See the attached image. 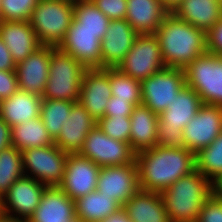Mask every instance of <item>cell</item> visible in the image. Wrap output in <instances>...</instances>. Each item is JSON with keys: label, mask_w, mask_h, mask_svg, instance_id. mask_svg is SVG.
Instances as JSON below:
<instances>
[{"label": "cell", "mask_w": 222, "mask_h": 222, "mask_svg": "<svg viewBox=\"0 0 222 222\" xmlns=\"http://www.w3.org/2000/svg\"><path fill=\"white\" fill-rule=\"evenodd\" d=\"M138 33L125 20H110L101 40L102 68H117L130 51Z\"/></svg>", "instance_id": "19"}, {"label": "cell", "mask_w": 222, "mask_h": 222, "mask_svg": "<svg viewBox=\"0 0 222 222\" xmlns=\"http://www.w3.org/2000/svg\"><path fill=\"white\" fill-rule=\"evenodd\" d=\"M185 82L203 104L222 106V56L205 52L185 69Z\"/></svg>", "instance_id": "7"}, {"label": "cell", "mask_w": 222, "mask_h": 222, "mask_svg": "<svg viewBox=\"0 0 222 222\" xmlns=\"http://www.w3.org/2000/svg\"><path fill=\"white\" fill-rule=\"evenodd\" d=\"M58 47L86 68H102L101 39L96 33L81 28L74 19Z\"/></svg>", "instance_id": "16"}, {"label": "cell", "mask_w": 222, "mask_h": 222, "mask_svg": "<svg viewBox=\"0 0 222 222\" xmlns=\"http://www.w3.org/2000/svg\"><path fill=\"white\" fill-rule=\"evenodd\" d=\"M47 187L36 179L23 175L17 179L0 200V217L27 222L40 204Z\"/></svg>", "instance_id": "9"}, {"label": "cell", "mask_w": 222, "mask_h": 222, "mask_svg": "<svg viewBox=\"0 0 222 222\" xmlns=\"http://www.w3.org/2000/svg\"><path fill=\"white\" fill-rule=\"evenodd\" d=\"M100 166L80 153L67 156L64 178L59 188L74 201L96 191Z\"/></svg>", "instance_id": "14"}, {"label": "cell", "mask_w": 222, "mask_h": 222, "mask_svg": "<svg viewBox=\"0 0 222 222\" xmlns=\"http://www.w3.org/2000/svg\"><path fill=\"white\" fill-rule=\"evenodd\" d=\"M222 132V106L203 104L183 128L185 148L196 154Z\"/></svg>", "instance_id": "13"}, {"label": "cell", "mask_w": 222, "mask_h": 222, "mask_svg": "<svg viewBox=\"0 0 222 222\" xmlns=\"http://www.w3.org/2000/svg\"><path fill=\"white\" fill-rule=\"evenodd\" d=\"M0 222H19V221L8 220L3 217H0Z\"/></svg>", "instance_id": "47"}, {"label": "cell", "mask_w": 222, "mask_h": 222, "mask_svg": "<svg viewBox=\"0 0 222 222\" xmlns=\"http://www.w3.org/2000/svg\"><path fill=\"white\" fill-rule=\"evenodd\" d=\"M213 193V182L195 169L160 195L170 222H197L201 208Z\"/></svg>", "instance_id": "3"}, {"label": "cell", "mask_w": 222, "mask_h": 222, "mask_svg": "<svg viewBox=\"0 0 222 222\" xmlns=\"http://www.w3.org/2000/svg\"><path fill=\"white\" fill-rule=\"evenodd\" d=\"M19 89L15 71L0 70V101L9 98Z\"/></svg>", "instance_id": "40"}, {"label": "cell", "mask_w": 222, "mask_h": 222, "mask_svg": "<svg viewBox=\"0 0 222 222\" xmlns=\"http://www.w3.org/2000/svg\"><path fill=\"white\" fill-rule=\"evenodd\" d=\"M202 105L199 94L185 85L178 94H175L171 107H167L158 115L157 145L184 148L183 128L192 120Z\"/></svg>", "instance_id": "4"}, {"label": "cell", "mask_w": 222, "mask_h": 222, "mask_svg": "<svg viewBox=\"0 0 222 222\" xmlns=\"http://www.w3.org/2000/svg\"><path fill=\"white\" fill-rule=\"evenodd\" d=\"M172 13L207 33L222 18V3L220 0H184Z\"/></svg>", "instance_id": "25"}, {"label": "cell", "mask_w": 222, "mask_h": 222, "mask_svg": "<svg viewBox=\"0 0 222 222\" xmlns=\"http://www.w3.org/2000/svg\"><path fill=\"white\" fill-rule=\"evenodd\" d=\"M96 125V119L80 102H75L69 119L63 122L62 130L54 140V144L67 154L79 153L84 146L86 136Z\"/></svg>", "instance_id": "20"}, {"label": "cell", "mask_w": 222, "mask_h": 222, "mask_svg": "<svg viewBox=\"0 0 222 222\" xmlns=\"http://www.w3.org/2000/svg\"><path fill=\"white\" fill-rule=\"evenodd\" d=\"M86 69L72 55L52 46L49 77L42 98L78 102Z\"/></svg>", "instance_id": "5"}, {"label": "cell", "mask_w": 222, "mask_h": 222, "mask_svg": "<svg viewBox=\"0 0 222 222\" xmlns=\"http://www.w3.org/2000/svg\"><path fill=\"white\" fill-rule=\"evenodd\" d=\"M73 0H39L29 20L42 45L58 47L73 20Z\"/></svg>", "instance_id": "6"}, {"label": "cell", "mask_w": 222, "mask_h": 222, "mask_svg": "<svg viewBox=\"0 0 222 222\" xmlns=\"http://www.w3.org/2000/svg\"><path fill=\"white\" fill-rule=\"evenodd\" d=\"M186 85L184 69L163 68L141 81V104L160 115L171 107L175 94Z\"/></svg>", "instance_id": "11"}, {"label": "cell", "mask_w": 222, "mask_h": 222, "mask_svg": "<svg viewBox=\"0 0 222 222\" xmlns=\"http://www.w3.org/2000/svg\"><path fill=\"white\" fill-rule=\"evenodd\" d=\"M0 38L16 63L42 46L29 21H0Z\"/></svg>", "instance_id": "21"}, {"label": "cell", "mask_w": 222, "mask_h": 222, "mask_svg": "<svg viewBox=\"0 0 222 222\" xmlns=\"http://www.w3.org/2000/svg\"><path fill=\"white\" fill-rule=\"evenodd\" d=\"M109 82L112 96L132 102L135 106L141 105V82L135 80L118 68H109Z\"/></svg>", "instance_id": "34"}, {"label": "cell", "mask_w": 222, "mask_h": 222, "mask_svg": "<svg viewBox=\"0 0 222 222\" xmlns=\"http://www.w3.org/2000/svg\"><path fill=\"white\" fill-rule=\"evenodd\" d=\"M16 62L5 45L4 41L0 38V70L2 71H15Z\"/></svg>", "instance_id": "42"}, {"label": "cell", "mask_w": 222, "mask_h": 222, "mask_svg": "<svg viewBox=\"0 0 222 222\" xmlns=\"http://www.w3.org/2000/svg\"><path fill=\"white\" fill-rule=\"evenodd\" d=\"M69 222H81L79 219H75V220H72V221H69Z\"/></svg>", "instance_id": "48"}, {"label": "cell", "mask_w": 222, "mask_h": 222, "mask_svg": "<svg viewBox=\"0 0 222 222\" xmlns=\"http://www.w3.org/2000/svg\"><path fill=\"white\" fill-rule=\"evenodd\" d=\"M23 175L22 152L13 145L0 151V200Z\"/></svg>", "instance_id": "33"}, {"label": "cell", "mask_w": 222, "mask_h": 222, "mask_svg": "<svg viewBox=\"0 0 222 222\" xmlns=\"http://www.w3.org/2000/svg\"><path fill=\"white\" fill-rule=\"evenodd\" d=\"M75 102L43 99L40 118L49 135L55 140L60 134L63 122H67Z\"/></svg>", "instance_id": "31"}, {"label": "cell", "mask_w": 222, "mask_h": 222, "mask_svg": "<svg viewBox=\"0 0 222 222\" xmlns=\"http://www.w3.org/2000/svg\"><path fill=\"white\" fill-rule=\"evenodd\" d=\"M195 169L212 182L222 175V132L210 145L195 154Z\"/></svg>", "instance_id": "32"}, {"label": "cell", "mask_w": 222, "mask_h": 222, "mask_svg": "<svg viewBox=\"0 0 222 222\" xmlns=\"http://www.w3.org/2000/svg\"><path fill=\"white\" fill-rule=\"evenodd\" d=\"M103 222H131L129 218L127 217L125 211L120 209L118 212L112 214L109 216L105 221Z\"/></svg>", "instance_id": "44"}, {"label": "cell", "mask_w": 222, "mask_h": 222, "mask_svg": "<svg viewBox=\"0 0 222 222\" xmlns=\"http://www.w3.org/2000/svg\"><path fill=\"white\" fill-rule=\"evenodd\" d=\"M110 20H123L127 13V0H92Z\"/></svg>", "instance_id": "37"}, {"label": "cell", "mask_w": 222, "mask_h": 222, "mask_svg": "<svg viewBox=\"0 0 222 222\" xmlns=\"http://www.w3.org/2000/svg\"><path fill=\"white\" fill-rule=\"evenodd\" d=\"M51 52L52 46L42 45L26 59L16 63L15 72L20 90L43 95L49 77Z\"/></svg>", "instance_id": "18"}, {"label": "cell", "mask_w": 222, "mask_h": 222, "mask_svg": "<svg viewBox=\"0 0 222 222\" xmlns=\"http://www.w3.org/2000/svg\"><path fill=\"white\" fill-rule=\"evenodd\" d=\"M165 67L185 69L207 52L206 33L169 13L155 33Z\"/></svg>", "instance_id": "2"}, {"label": "cell", "mask_w": 222, "mask_h": 222, "mask_svg": "<svg viewBox=\"0 0 222 222\" xmlns=\"http://www.w3.org/2000/svg\"><path fill=\"white\" fill-rule=\"evenodd\" d=\"M42 96L18 89L9 98L0 101V116L12 128L40 116Z\"/></svg>", "instance_id": "26"}, {"label": "cell", "mask_w": 222, "mask_h": 222, "mask_svg": "<svg viewBox=\"0 0 222 222\" xmlns=\"http://www.w3.org/2000/svg\"><path fill=\"white\" fill-rule=\"evenodd\" d=\"M39 0H0V21H29Z\"/></svg>", "instance_id": "35"}, {"label": "cell", "mask_w": 222, "mask_h": 222, "mask_svg": "<svg viewBox=\"0 0 222 222\" xmlns=\"http://www.w3.org/2000/svg\"><path fill=\"white\" fill-rule=\"evenodd\" d=\"M75 219V201L59 187H47L40 204L27 222H69Z\"/></svg>", "instance_id": "22"}, {"label": "cell", "mask_w": 222, "mask_h": 222, "mask_svg": "<svg viewBox=\"0 0 222 222\" xmlns=\"http://www.w3.org/2000/svg\"><path fill=\"white\" fill-rule=\"evenodd\" d=\"M117 68L140 82L166 68L155 34H138Z\"/></svg>", "instance_id": "10"}, {"label": "cell", "mask_w": 222, "mask_h": 222, "mask_svg": "<svg viewBox=\"0 0 222 222\" xmlns=\"http://www.w3.org/2000/svg\"><path fill=\"white\" fill-rule=\"evenodd\" d=\"M140 190L162 193L195 170V154L187 148L161 147L136 154Z\"/></svg>", "instance_id": "1"}, {"label": "cell", "mask_w": 222, "mask_h": 222, "mask_svg": "<svg viewBox=\"0 0 222 222\" xmlns=\"http://www.w3.org/2000/svg\"><path fill=\"white\" fill-rule=\"evenodd\" d=\"M73 19L81 25V28L96 33L101 40L110 22V19L96 7L92 0L74 1Z\"/></svg>", "instance_id": "30"}, {"label": "cell", "mask_w": 222, "mask_h": 222, "mask_svg": "<svg viewBox=\"0 0 222 222\" xmlns=\"http://www.w3.org/2000/svg\"><path fill=\"white\" fill-rule=\"evenodd\" d=\"M139 190L136 162L100 168L96 191L101 195L112 197L123 206Z\"/></svg>", "instance_id": "15"}, {"label": "cell", "mask_w": 222, "mask_h": 222, "mask_svg": "<svg viewBox=\"0 0 222 222\" xmlns=\"http://www.w3.org/2000/svg\"><path fill=\"white\" fill-rule=\"evenodd\" d=\"M111 97L109 68H87L83 74L78 102L98 121L104 117Z\"/></svg>", "instance_id": "17"}, {"label": "cell", "mask_w": 222, "mask_h": 222, "mask_svg": "<svg viewBox=\"0 0 222 222\" xmlns=\"http://www.w3.org/2000/svg\"><path fill=\"white\" fill-rule=\"evenodd\" d=\"M12 145L11 127L0 116V151Z\"/></svg>", "instance_id": "43"}, {"label": "cell", "mask_w": 222, "mask_h": 222, "mask_svg": "<svg viewBox=\"0 0 222 222\" xmlns=\"http://www.w3.org/2000/svg\"><path fill=\"white\" fill-rule=\"evenodd\" d=\"M134 107L132 102L112 96L107 102L104 117H130Z\"/></svg>", "instance_id": "39"}, {"label": "cell", "mask_w": 222, "mask_h": 222, "mask_svg": "<svg viewBox=\"0 0 222 222\" xmlns=\"http://www.w3.org/2000/svg\"><path fill=\"white\" fill-rule=\"evenodd\" d=\"M122 206L98 191L91 192L75 200L76 217L81 222H103Z\"/></svg>", "instance_id": "28"}, {"label": "cell", "mask_w": 222, "mask_h": 222, "mask_svg": "<svg viewBox=\"0 0 222 222\" xmlns=\"http://www.w3.org/2000/svg\"><path fill=\"white\" fill-rule=\"evenodd\" d=\"M169 13L160 0H127L125 20L138 34H155Z\"/></svg>", "instance_id": "23"}, {"label": "cell", "mask_w": 222, "mask_h": 222, "mask_svg": "<svg viewBox=\"0 0 222 222\" xmlns=\"http://www.w3.org/2000/svg\"><path fill=\"white\" fill-rule=\"evenodd\" d=\"M97 125L109 137L129 143L130 117H103L97 121Z\"/></svg>", "instance_id": "36"}, {"label": "cell", "mask_w": 222, "mask_h": 222, "mask_svg": "<svg viewBox=\"0 0 222 222\" xmlns=\"http://www.w3.org/2000/svg\"><path fill=\"white\" fill-rule=\"evenodd\" d=\"M122 208L131 222H170L157 192L139 190Z\"/></svg>", "instance_id": "27"}, {"label": "cell", "mask_w": 222, "mask_h": 222, "mask_svg": "<svg viewBox=\"0 0 222 222\" xmlns=\"http://www.w3.org/2000/svg\"><path fill=\"white\" fill-rule=\"evenodd\" d=\"M197 222H222V198L213 193L201 208Z\"/></svg>", "instance_id": "38"}, {"label": "cell", "mask_w": 222, "mask_h": 222, "mask_svg": "<svg viewBox=\"0 0 222 222\" xmlns=\"http://www.w3.org/2000/svg\"><path fill=\"white\" fill-rule=\"evenodd\" d=\"M214 194L222 198V175L213 182Z\"/></svg>", "instance_id": "46"}, {"label": "cell", "mask_w": 222, "mask_h": 222, "mask_svg": "<svg viewBox=\"0 0 222 222\" xmlns=\"http://www.w3.org/2000/svg\"><path fill=\"white\" fill-rule=\"evenodd\" d=\"M67 156L68 154L55 144L23 150L24 175L36 179L46 187H59L64 178Z\"/></svg>", "instance_id": "8"}, {"label": "cell", "mask_w": 222, "mask_h": 222, "mask_svg": "<svg viewBox=\"0 0 222 222\" xmlns=\"http://www.w3.org/2000/svg\"><path fill=\"white\" fill-rule=\"evenodd\" d=\"M12 145L21 152L29 148L54 144L40 116L11 128Z\"/></svg>", "instance_id": "29"}, {"label": "cell", "mask_w": 222, "mask_h": 222, "mask_svg": "<svg viewBox=\"0 0 222 222\" xmlns=\"http://www.w3.org/2000/svg\"><path fill=\"white\" fill-rule=\"evenodd\" d=\"M158 119L156 113L142 104L133 108L129 144L136 154L157 145Z\"/></svg>", "instance_id": "24"}, {"label": "cell", "mask_w": 222, "mask_h": 222, "mask_svg": "<svg viewBox=\"0 0 222 222\" xmlns=\"http://www.w3.org/2000/svg\"><path fill=\"white\" fill-rule=\"evenodd\" d=\"M79 153L100 167L131 164L136 157L129 143L109 137L98 125L88 133Z\"/></svg>", "instance_id": "12"}, {"label": "cell", "mask_w": 222, "mask_h": 222, "mask_svg": "<svg viewBox=\"0 0 222 222\" xmlns=\"http://www.w3.org/2000/svg\"><path fill=\"white\" fill-rule=\"evenodd\" d=\"M163 3V6L172 13L175 8L180 5L184 0H160Z\"/></svg>", "instance_id": "45"}, {"label": "cell", "mask_w": 222, "mask_h": 222, "mask_svg": "<svg viewBox=\"0 0 222 222\" xmlns=\"http://www.w3.org/2000/svg\"><path fill=\"white\" fill-rule=\"evenodd\" d=\"M207 52L222 56V18L206 33Z\"/></svg>", "instance_id": "41"}]
</instances>
